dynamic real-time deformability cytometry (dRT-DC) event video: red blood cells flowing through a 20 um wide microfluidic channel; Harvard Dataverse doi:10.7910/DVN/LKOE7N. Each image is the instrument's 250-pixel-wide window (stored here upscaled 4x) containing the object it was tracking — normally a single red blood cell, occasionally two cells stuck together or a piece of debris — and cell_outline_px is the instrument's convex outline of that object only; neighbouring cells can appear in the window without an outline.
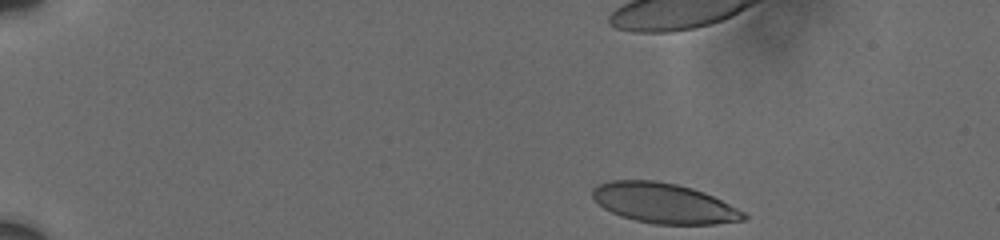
{"species": "human", "species_latin": "Homo sapiens", "temperature_condition": "cold", "stored_images_in_passage": 17, "camera_frame_rate_fps": 3000, "um_per_image_px": 0.085, "donor": {"sex": "male"}, "frame": {"image": 1, "passage_image": 1, "time_ms": 0.0, "image_size_px": [1000, 240], "cell_outline_px": [[748, 216], [744, 220], [716, 224], [652, 224], [620, 216], [604, 208], [592, 196], [592, 188], [596, 184], [612, 180], [656, 180], [676, 184], [692, 188], [704, 192], [744, 212]], "centroid_in_image_um": [56.4, 17.27], "position_along_channel_um": 28.6, "area_um2": 35.2}}
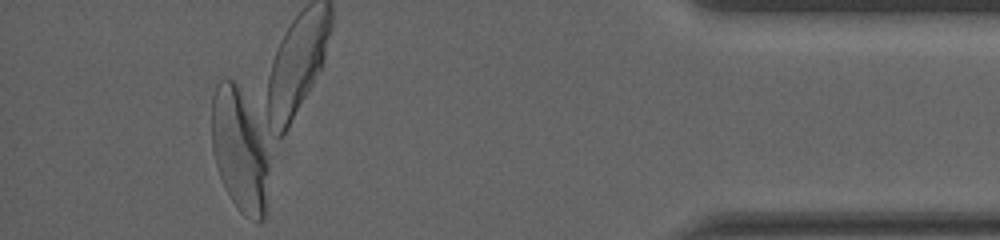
{"frame": {"image": 2, "passage_image": 17, "time_ms": 14.667, "image_size_px": [1000, 240], "cell_outline_px": [[268, 172], [264, 220], [260, 224], [244, 216], [236, 208], [224, 188], [212, 152], [212, 96], [216, 84], [224, 76], [228, 76], [236, 80], [260, 136], [268, 164]], "centroid_in_image_um": [20.3, 12.8], "position_along_channel_um": 414.9, "area_um2": 40.34}, "authors_computed_cell_mechanics": {"area_um2": 38.3792, "velocity_mm_per_s": 3.6618, "shape_relaxation_time_tau1_ms": 4.6095, "shape_relaxation_time_tau2_ms": 1.332, "deformation_change_tau1": 0.1734, "deformation_change_tau2": 0.0648}}